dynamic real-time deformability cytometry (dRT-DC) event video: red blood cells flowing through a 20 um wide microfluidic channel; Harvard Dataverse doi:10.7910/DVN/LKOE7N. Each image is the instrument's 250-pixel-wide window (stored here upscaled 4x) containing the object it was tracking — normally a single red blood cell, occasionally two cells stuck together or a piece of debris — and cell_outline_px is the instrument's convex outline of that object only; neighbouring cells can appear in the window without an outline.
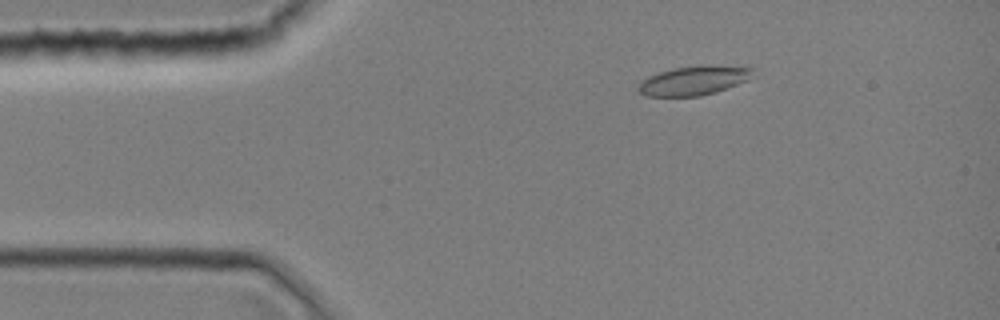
{"species": "common noctule bat (a hibernating species)", "species_latin": "Nyctalus noctula", "temperature_condition": "room temperature", "stored_images_in_passage": 9, "camera_frame_rate_fps": 3000, "um_per_image_px": 0.085, "animal": {"sex": "female", "body_mass_g": 19.0, "forearm_length_mm": 51.5}, "frame": {"image": 1, "passage_image": 6, "time_ms": 1.667, "image_size_px": [1000, 320], "cell_outline_px": [[752, 68], [748, 80], [716, 92], [700, 96], [644, 96], [636, 88], [648, 76], [672, 68], [708, 64]], "centroid_in_image_um": [58.94, 6.84], "position_along_channel_um": 26.1, "area_um2": 19.31}}